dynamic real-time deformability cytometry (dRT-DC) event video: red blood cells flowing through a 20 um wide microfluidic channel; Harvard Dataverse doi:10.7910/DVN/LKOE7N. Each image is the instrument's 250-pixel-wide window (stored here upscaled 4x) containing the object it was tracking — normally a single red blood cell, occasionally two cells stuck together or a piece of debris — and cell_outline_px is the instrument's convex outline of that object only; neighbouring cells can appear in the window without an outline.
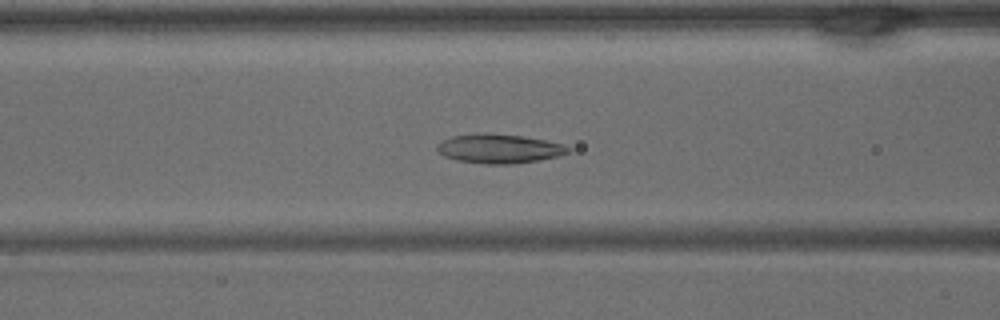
{"species": "common noctule bat (a hibernating species)", "species_latin": "Nyctalus noctula", "temperature_condition": "warm", "stored_images_in_passage": 41, "segment_of_instrument_passage": [1, 2], "camera_frame_rate_fps": 3000, "um_per_image_px": 0.085, "animal": {"sex": "male", "body_mass_g": 15.6}, "frame": {"image": 1, "passage_image": 15, "time_ms": 4.667, "image_size_px": [1000, 320], "cell_outline_px": [[572, 148], [568, 152], [556, 156], [540, 160], [512, 164], [484, 164], [456, 160], [444, 156], [436, 152], [436, 144], [452, 136], [484, 132], [520, 136], [544, 140], [564, 144]], "centroid_in_image_um": [42.38, 12.64], "position_along_channel_um": 124.2, "area_um2": 22.37}}
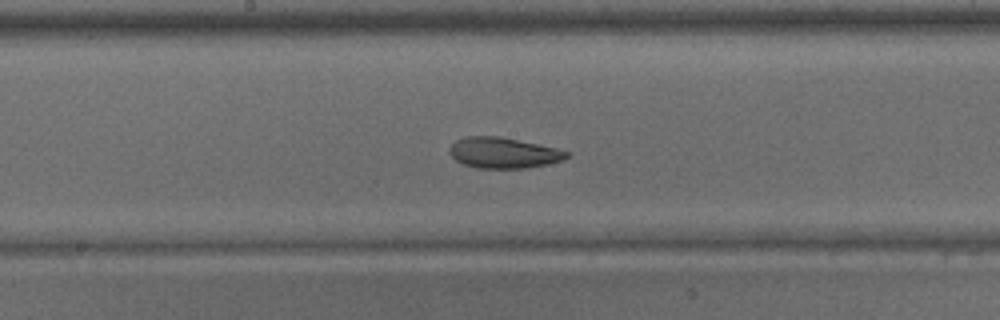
{"frame": {"image": 2, "passage_image": 20, "time_ms": 6.333, "image_size_px": [1000, 320], "cell_outline_px": [[572, 152], [564, 160], [548, 164], [524, 168], [476, 168], [464, 164], [456, 160], [448, 152], [448, 148], [456, 140], [464, 136], [500, 136], [556, 148]], "centroid_in_image_um": [42.79, 12.98], "position_along_channel_um": 205.4, "area_um2": 21.1}}
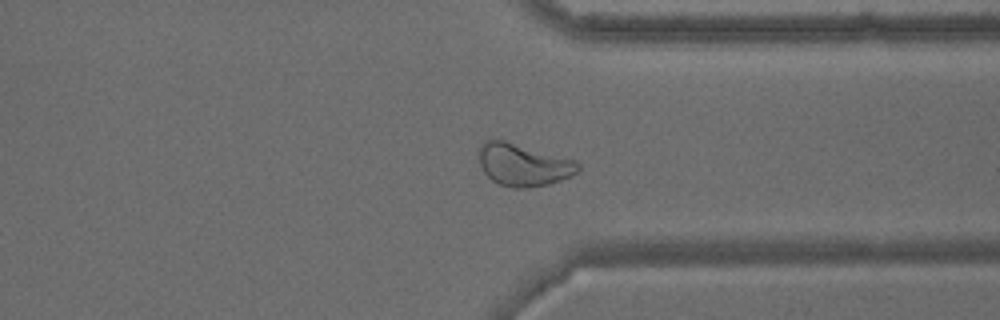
{"frame": {"image": 3, "passage_image": 30, "time_ms": 9.667, "image_size_px": [1000, 320], "cell_outline_px": [[580, 168], [576, 172], [560, 180], [548, 184], [524, 188], [512, 188], [500, 184], [492, 180], [484, 172], [480, 164], [480, 144], [484, 140], [504, 140], [576, 160], [580, 164]], "centroid_in_image_um": [44.48, 14.0], "position_along_channel_um": 366.9, "area_um2": 24.22}}